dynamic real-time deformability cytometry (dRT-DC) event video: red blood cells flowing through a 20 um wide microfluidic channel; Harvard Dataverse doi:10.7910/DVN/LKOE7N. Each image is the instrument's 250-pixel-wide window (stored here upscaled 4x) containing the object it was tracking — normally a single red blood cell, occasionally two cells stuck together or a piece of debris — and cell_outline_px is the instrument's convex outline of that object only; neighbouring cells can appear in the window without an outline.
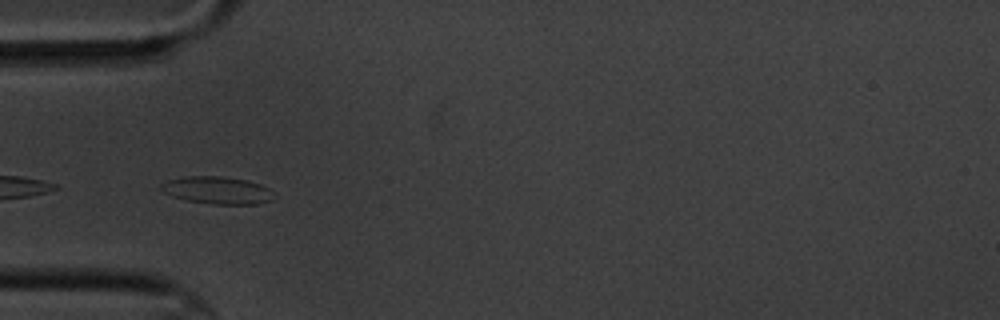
{"species": "common noctule bat (a hibernating species)", "species_latin": "Nyctalus noctula", "temperature_condition": "cold", "stored_images_in_passage": 11, "camera_frame_rate_fps": 3000, "um_per_image_px": 0.085, "animal": {"sex": "male", "body_mass_g": 20.1, "forearm_length_mm": 53.5}, "frame": {"image": 1, "passage_image": 4, "time_ms": 4.333, "image_size_px": [1000, 320], "cell_outline_px": [[276, 196], [260, 204], [212, 204], [188, 200], [172, 196], [156, 188], [160, 184], [168, 180], [184, 176], [220, 176], [248, 180], [260, 184], [276, 192]], "centroid_in_image_um": [18.47, 16.16], "position_along_channel_um": 66.5, "area_um2": 18.21}}
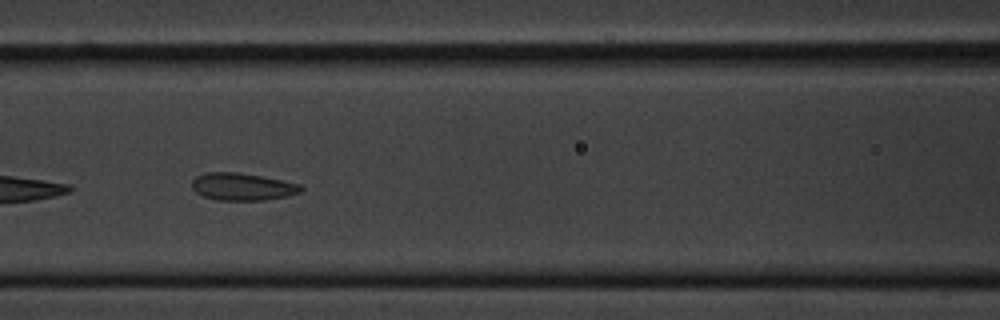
{"frame": {"image": 2, "passage_image": 6, "time_ms": 6.667, "image_size_px": [1000, 320], "cell_outline_px": [[304, 188], [300, 192], [288, 196], [264, 200], [216, 200], [204, 196], [196, 192], [192, 188], [192, 180], [196, 176], [204, 172], [236, 172], [260, 176], [300, 184]], "centroid_in_image_um": [20.58, 15.87], "position_along_channel_um": 146.0, "area_um2": 17.34}}
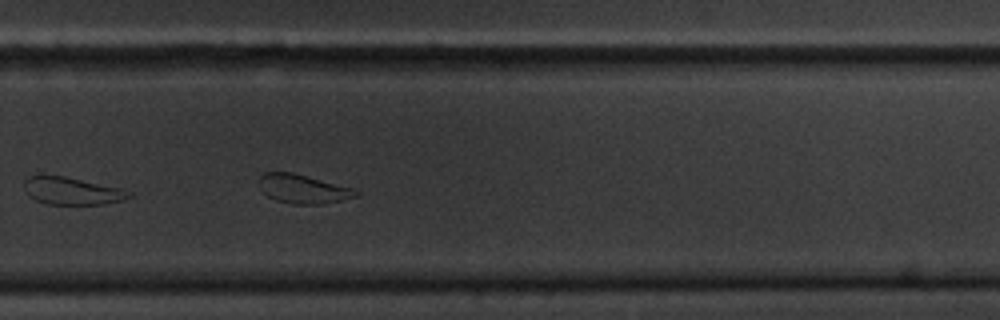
{"frame": {"image": 3, "passage_image": 10, "time_ms": 11.333, "image_size_px": [1000, 320], "cell_outline_px": [[132, 196], [124, 200], [100, 204], [48, 204], [36, 200], [28, 196], [24, 188], [24, 180], [28, 176], [64, 176], [120, 188], [132, 192]], "centroid_in_image_um": [6.11, 16.24], "position_along_channel_um": 323.7, "area_um2": 16.59}}